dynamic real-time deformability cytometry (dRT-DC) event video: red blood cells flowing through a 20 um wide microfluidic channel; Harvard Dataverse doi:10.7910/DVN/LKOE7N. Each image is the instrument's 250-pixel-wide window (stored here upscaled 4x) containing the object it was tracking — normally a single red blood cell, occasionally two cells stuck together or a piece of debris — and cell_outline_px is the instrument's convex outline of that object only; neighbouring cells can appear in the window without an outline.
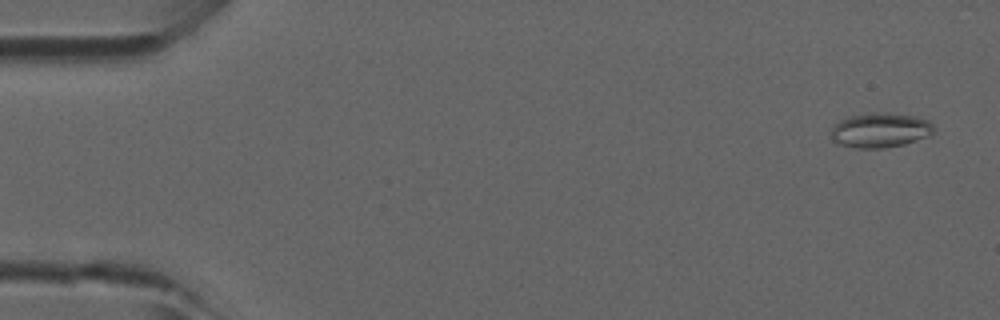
{"species": "common noctule bat (a hibernating species)", "species_latin": "Nyctalus noctula", "temperature_condition": "room temperature", "stored_images_in_passage": 37, "camera_frame_rate_fps": 3000, "um_per_image_px": 0.085, "animal": {"sex": "male", "forearm_length_mm": 52.5}, "frame": {"image": 1, "passage_image": 2, "time_ms": 0.333, "image_size_px": [1000, 320], "cell_outline_px": [[936, 132], [932, 136], [904, 144], [884, 148], [856, 148], [836, 144], [832, 140], [832, 128], [840, 120], [848, 116], [868, 112], [888, 112], [912, 116], [928, 120], [932, 124]], "centroid_in_image_um": [74.84, 11.07], "position_along_channel_um": 10.2, "area_um2": 21.15}}
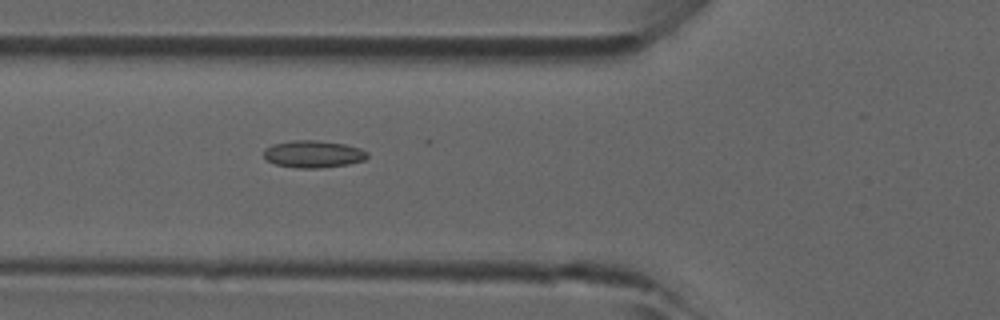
{"frame": {"image": 2, "passage_image": 17, "time_ms": 5.333, "image_size_px": [1000, 320], "cell_outline_px": [[368, 156], [364, 160], [348, 164], [320, 168], [296, 168], [276, 164], [268, 160], [264, 156], [264, 148], [272, 144], [292, 140], [316, 140], [344, 144], [360, 148], [368, 152]], "centroid_in_image_um": [26.62, 13.09], "position_along_channel_um": 99.2, "area_um2": 16.42}}
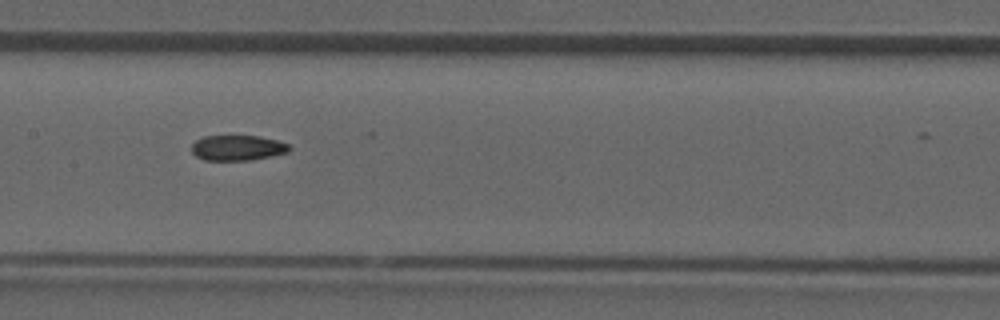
{"frame": {"image": 3, "passage_image": 23, "time_ms": 7.333, "image_size_px": [1000, 320], "cell_outline_px": [[292, 148], [288, 152], [248, 160], [204, 160], [196, 156], [192, 152], [192, 144], [196, 140], [204, 136], [260, 136], [276, 140], [288, 144]], "centroid_in_image_um": [20.17, 12.56], "position_along_channel_um": 187.2, "area_um2": 14.28}}